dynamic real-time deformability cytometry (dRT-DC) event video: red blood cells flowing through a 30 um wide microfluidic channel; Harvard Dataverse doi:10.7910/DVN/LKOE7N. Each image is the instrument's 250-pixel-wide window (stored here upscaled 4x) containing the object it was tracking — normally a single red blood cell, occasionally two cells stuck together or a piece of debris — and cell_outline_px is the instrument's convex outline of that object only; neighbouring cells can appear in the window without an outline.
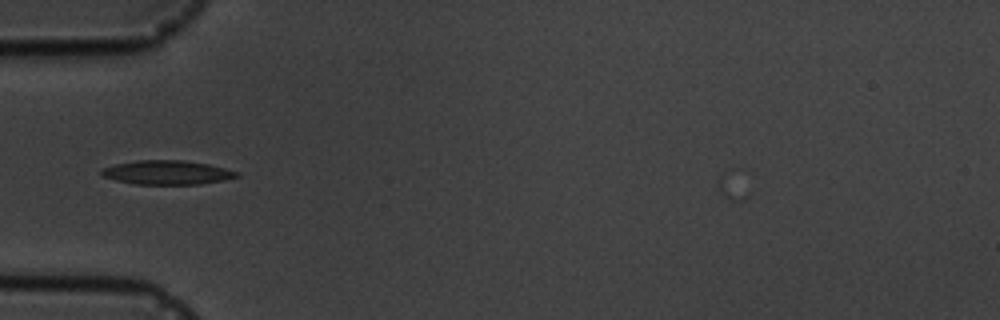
{"species": "common noctule bat (a hibernating species)", "species_latin": "Nyctalus noctula", "temperature_condition": "cold", "stored_images_in_passage": 6, "camera_frame_rate_fps": 3000, "um_per_image_px": 0.085, "animal": {"sex": "male", "body_mass_g": 19.5, "forearm_length_mm": 54.6}, "frame": {"image": 1, "passage_image": 1, "time_ms": 0.0, "image_size_px": [1000, 320], "cell_outline_px": [[240, 176], [224, 180], [200, 184], [136, 184], [116, 180], [104, 176], [100, 172], [104, 168], [112, 164], [136, 160], [184, 160], [208, 164], [224, 168], [236, 172]], "centroid_in_image_um": [14.18, 14.65], "position_along_channel_um": 70.8, "area_um2": 18.84}}
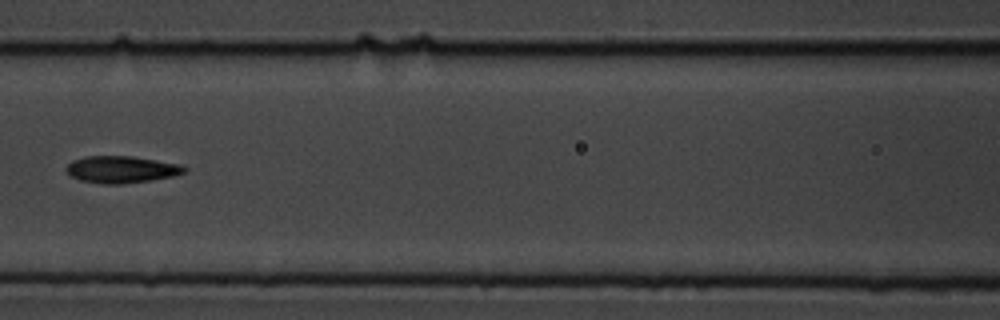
{"frame": {"image": 2, "passage_image": 3, "time_ms": 2.333, "image_size_px": [1000, 320], "cell_outline_px": [[188, 168], [184, 172], [172, 176], [152, 180], [124, 184], [104, 184], [80, 180], [72, 176], [64, 168], [72, 160], [84, 156], [132, 156], [180, 164]], "centroid_in_image_um": [10.31, 14.4], "position_along_channel_um": 156.3, "area_um2": 18.55}}
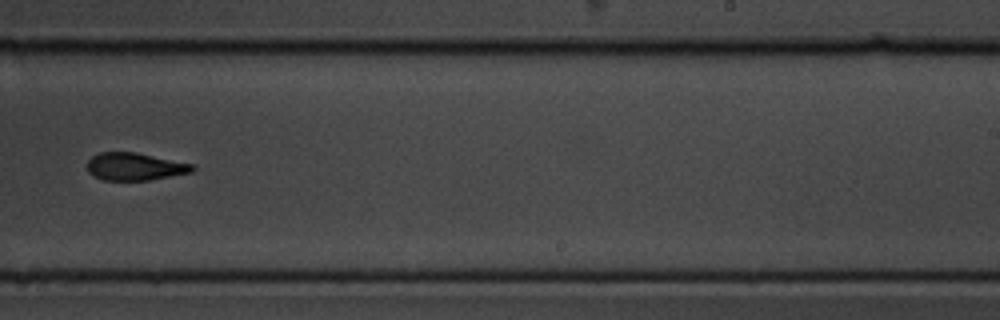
{"frame": {"image": 3, "passage_image": 6, "time_ms": 5.667, "image_size_px": [1000, 320], "cell_outline_px": [[196, 168], [192, 172], [148, 180], [104, 180], [92, 176], [88, 172], [88, 160], [92, 156], [100, 152], [136, 152], [196, 164]], "centroid_in_image_um": [11.49, 14.15], "position_along_channel_um": 277.5, "area_um2": 17.05}}